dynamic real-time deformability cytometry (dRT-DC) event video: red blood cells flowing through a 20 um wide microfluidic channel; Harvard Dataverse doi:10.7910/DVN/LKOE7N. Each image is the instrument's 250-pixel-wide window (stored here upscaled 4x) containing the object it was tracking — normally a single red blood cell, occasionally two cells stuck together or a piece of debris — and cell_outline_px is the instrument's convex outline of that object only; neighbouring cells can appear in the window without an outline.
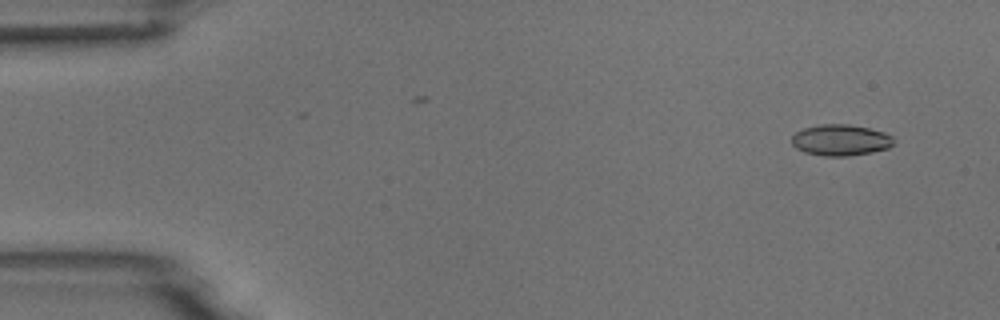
{"species": "common noctule bat (a hibernating species)", "species_latin": "Nyctalus noctula", "temperature_condition": "room temperature", "stored_images_in_passage": 53, "camera_frame_rate_fps": 3000, "um_per_image_px": 0.085, "animal": {"sex": "male", "body_mass_g": 18.8}, "frame": {"image": 1, "passage_image": 3, "time_ms": 0.667, "image_size_px": [1000, 320], "cell_outline_px": [[892, 144], [888, 148], [872, 152], [848, 156], [824, 156], [804, 152], [796, 148], [792, 144], [792, 136], [796, 132], [804, 128], [820, 124], [848, 124], [868, 128], [884, 132], [892, 136]], "centroid_in_image_um": [71.43, 11.91], "position_along_channel_um": 13.6, "area_um2": 18.44}}
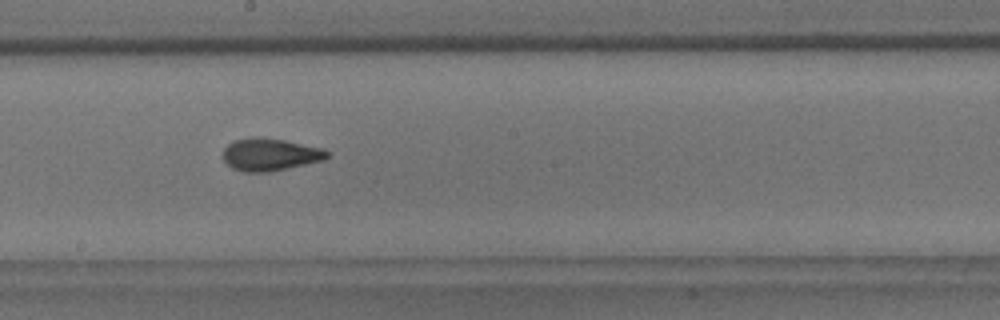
{"frame": {"image": 2, "passage_image": 29, "time_ms": 9.333, "image_size_px": [1000, 320], "cell_outline_px": [[332, 152], [324, 160], [268, 172], [244, 172], [232, 168], [224, 160], [224, 148], [228, 144], [236, 140], [284, 140], [324, 148]], "centroid_in_image_um": [23.03, 13.18], "position_along_channel_um": 225.2, "area_um2": 18.96}}
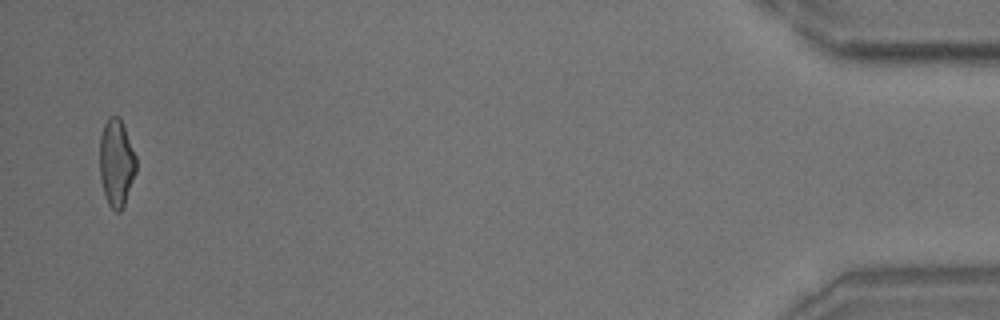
{"frame": {"image": 3, "passage_image": 52, "time_ms": 17.0, "image_size_px": [1000, 320], "cell_outline_px": [[136, 172], [124, 204], [120, 212], [116, 212], [108, 204], [104, 192], [100, 176], [100, 136], [104, 124], [108, 116], [120, 116], [136, 156]], "centroid_in_image_um": [9.89, 13.81], "position_along_channel_um": 425.3, "area_um2": 18.5}, "authors_computed_cell_mechanics": {"area_um2": 18.9006, "velocity_mm_per_s": 3.7362, "shape_relaxation_time_tau1_ms": 8.4617, "shape_relaxation_time_tau2_ms": 1.7081, "deformation_change_tau1": 0.1951, "deformation_change_tau2": 0.0834}}